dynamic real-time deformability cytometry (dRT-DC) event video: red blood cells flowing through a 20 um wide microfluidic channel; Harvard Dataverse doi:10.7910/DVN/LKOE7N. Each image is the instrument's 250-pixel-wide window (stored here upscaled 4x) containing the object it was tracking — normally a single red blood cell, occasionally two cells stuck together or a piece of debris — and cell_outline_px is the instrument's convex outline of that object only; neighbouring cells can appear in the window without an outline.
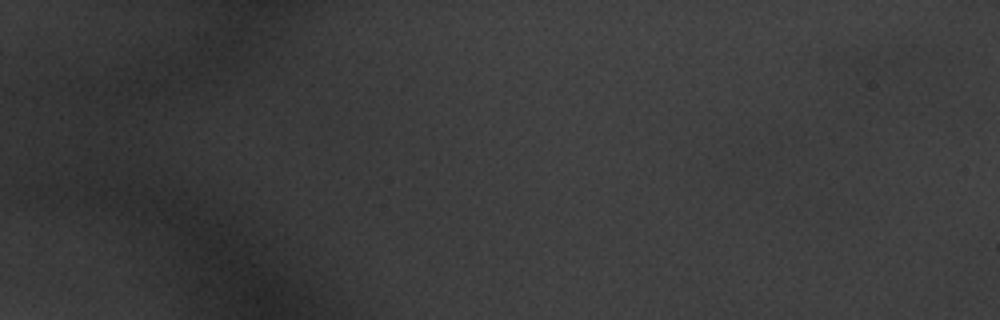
{"species": "common noctule bat (a hibernating species)", "species_latin": "Nyctalus noctula", "temperature_condition": "warm", "stored_images_in_passage": 6, "camera_frame_rate_fps": 3000, "um_per_image_px": 0.085, "animal": {"sex": "male", "body_mass_g": 20.1, "forearm_length_mm": 53.5}, "frame": {"image": 1, "passage_image": 4, "time_ms": 1.0, "image_size_px": [1000, 320], "cell_outline_px": [[920, 56], [900, 76], [864, 80], [856, 76], [856, 60], [860, 56], [868, 52], [908, 44]], "centroid_in_image_um": [75.28, 5.32], "position_along_channel_um": 9.7, "area_um2": 11.33}}